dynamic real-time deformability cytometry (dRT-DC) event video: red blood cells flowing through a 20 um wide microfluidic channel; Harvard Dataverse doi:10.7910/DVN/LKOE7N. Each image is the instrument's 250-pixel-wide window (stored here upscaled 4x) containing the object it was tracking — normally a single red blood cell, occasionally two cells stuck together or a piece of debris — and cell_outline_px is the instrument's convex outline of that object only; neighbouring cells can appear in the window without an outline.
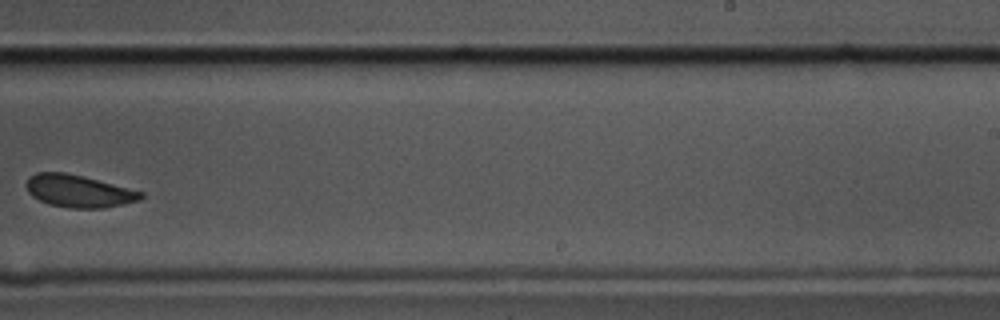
{"species": "common noctule bat (a hibernating species)", "species_latin": "Nyctalus noctula", "temperature_condition": "cold", "stored_images_in_passage": 10, "camera_frame_rate_fps": 3000, "um_per_image_px": 0.085, "animal": {"sex": "male", "body_mass_g": 17.5, "forearm_length_mm": 52.3}, "frame": {"image": 1, "passage_image": 9, "time_ms": 2.667, "image_size_px": [1000, 320], "cell_outline_px": [[144, 196], [140, 200], [124, 204], [104, 208], [68, 208], [48, 204], [32, 196], [28, 192], [24, 184], [28, 176], [36, 172], [64, 172], [84, 176], [144, 192]], "centroid_in_image_um": [6.66, 16.24], "position_along_channel_um": 282.3, "area_um2": 21.91}}
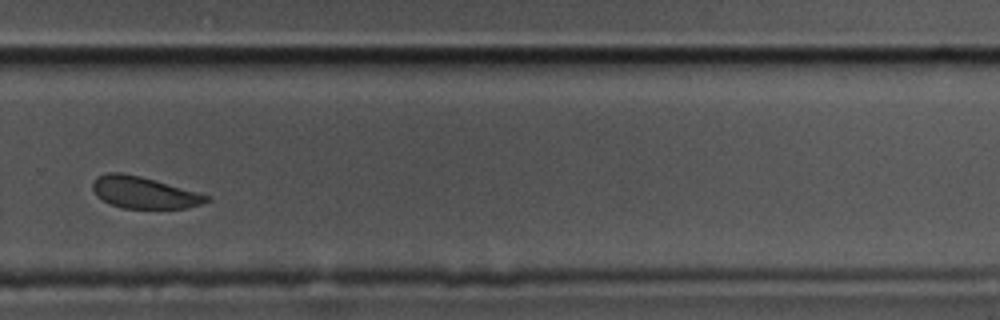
{"frame": {"image": 2, "passage_image": 10, "time_ms": 3.0, "image_size_px": [1000, 320], "cell_outline_px": [[212, 196], [208, 200], [200, 204], [188, 208], [124, 208], [112, 204], [96, 196], [92, 188], [92, 180], [96, 176], [108, 172], [120, 172], [140, 176]], "centroid_in_image_um": [12.2, 16.35], "position_along_channel_um": 317.6, "area_um2": 20.92}}